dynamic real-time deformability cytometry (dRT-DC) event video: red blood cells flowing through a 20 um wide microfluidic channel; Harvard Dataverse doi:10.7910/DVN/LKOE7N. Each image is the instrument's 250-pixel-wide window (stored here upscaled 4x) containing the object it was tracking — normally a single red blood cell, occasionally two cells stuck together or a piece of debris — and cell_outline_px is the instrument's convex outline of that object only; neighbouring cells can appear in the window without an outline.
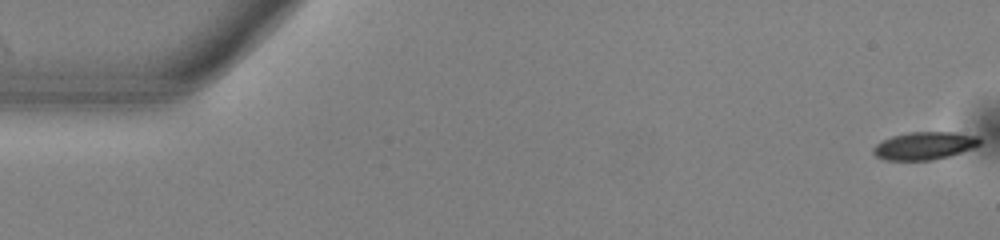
{"species": "common noctule bat (a hibernating species)", "species_latin": "Nyctalus noctula", "temperature_condition": "warm", "stored_images_in_passage": 52, "camera_frame_rate_fps": 3000, "um_per_image_px": 0.085, "animal": {"sex": "male", "body_mass_g": 13.0, "forearm_length_mm": 53.1}, "frame": {"image": 1, "passage_image": 1, "time_ms": 0.0, "image_size_px": [1000, 240], "cell_outline_px": [[980, 144], [972, 148], [948, 156], [932, 160], [884, 160], [876, 156], [872, 152], [872, 148], [876, 144], [892, 136], [908, 132], [952, 132], [976, 136], [980, 140]], "centroid_in_image_um": [78.53, 12.39], "position_along_channel_um": 6.5, "area_um2": 17.05}}
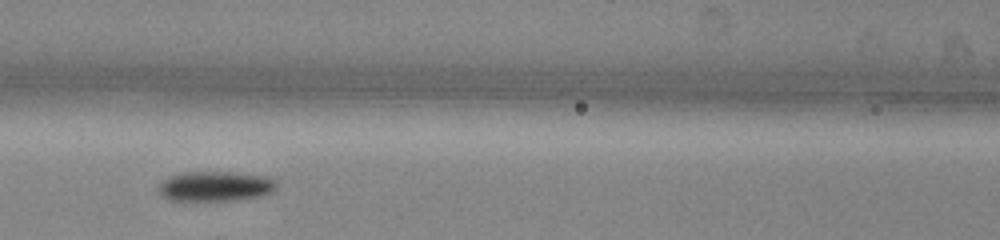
{"frame": {"image": 2, "passage_image": 23, "time_ms": 7.333, "image_size_px": [1000, 240], "cell_outline_px": [[276, 188], [272, 192], [260, 196], [236, 200], [168, 200], [160, 192], [160, 180], [168, 176], [184, 172], [228, 172], [268, 176], [276, 184]], "centroid_in_image_um": [18.29, 15.82], "position_along_channel_um": 148.3, "area_um2": 20.46}}
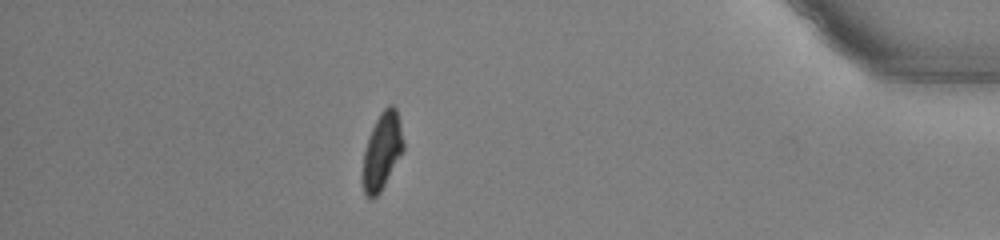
{"frame": {"image": 3, "passage_image": 46, "time_ms": 15.0, "image_size_px": [1000, 240], "cell_outline_px": [[404, 148], [380, 192], [372, 200], [364, 196], [364, 152], [368, 136], [380, 112], [388, 104], [392, 104], [396, 108], [404, 140]], "centroid_in_image_um": [32.48, 12.81], "position_along_channel_um": 402.7, "area_um2": 17.86}, "authors_computed_cell_mechanics": {"area_um2": 18.7272, "velocity_mm_per_s": 3.9477, "shape_relaxation_time_tau1_ms": 2.536, "shape_relaxation_time_tau2_ms": 5.4947, "deformation_change_tau1": 0.1305, "deformation_change_tau2": 0.1105}}